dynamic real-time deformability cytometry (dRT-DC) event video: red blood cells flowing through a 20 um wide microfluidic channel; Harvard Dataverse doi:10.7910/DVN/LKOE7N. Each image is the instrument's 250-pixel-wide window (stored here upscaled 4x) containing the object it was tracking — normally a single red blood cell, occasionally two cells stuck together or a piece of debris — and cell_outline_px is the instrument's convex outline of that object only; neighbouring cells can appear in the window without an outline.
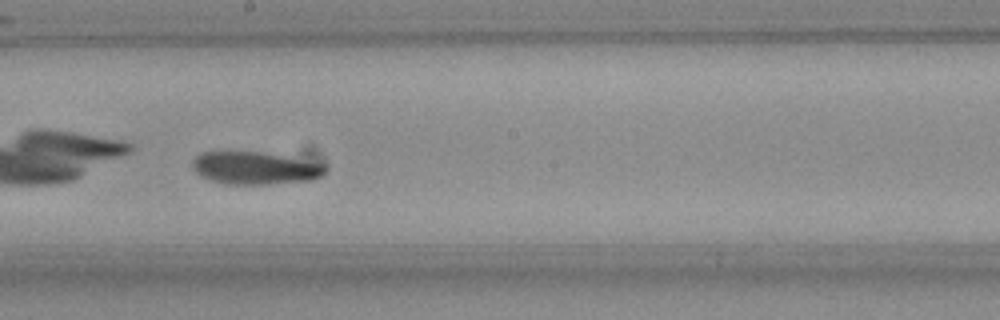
{"species": "Egyptian fruit bat (a non-hibernating species)", "species_latin": "Rousettus aegyptiacus", "temperature_condition": "room temperature", "stored_images_in_passage": 44, "camera_frame_rate_fps": 3000, "um_per_image_px": 0.085, "frame": {"image": 1, "passage_image": 19, "time_ms": 6.0, "image_size_px": [1000, 320], "cell_outline_px": [[328, 172], [312, 180], [268, 184], [224, 184], [200, 176], [192, 168], [192, 160], [200, 152], [260, 152], [328, 164]], "centroid_in_image_um": [21.7, 14.29], "position_along_channel_um": 226.5, "area_um2": 25.32}}
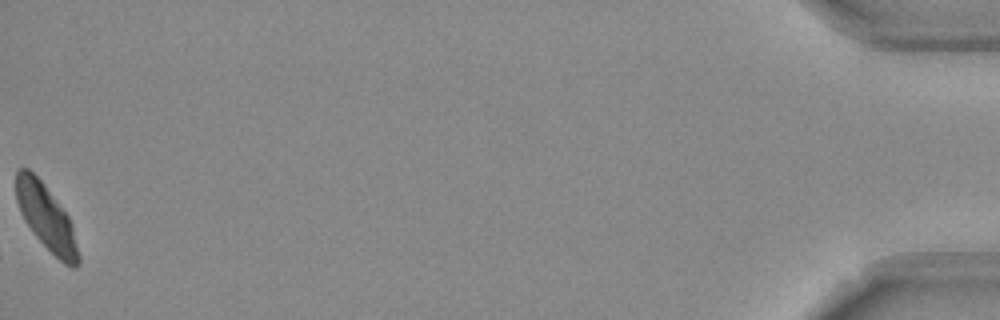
{"frame": {"image": 2, "passage_image": 44, "time_ms": 14.333, "image_size_px": [1000, 320], "cell_outline_px": [[80, 264], [76, 268], [72, 268], [64, 264], [36, 236], [24, 220], [20, 212], [16, 200], [16, 172], [20, 168], [28, 168], [40, 180], [68, 216], [72, 224], [80, 256]], "centroid_in_image_um": [3.94, 18.52], "position_along_channel_um": 431.3, "area_um2": 23.35}, "authors_computed_cell_mechanics": {"area_um2": 25.3453, "velocity_mm_per_s": 3.7147, "shape_relaxation_time_tau1_ms": 11.2377, "shape_relaxation_time_tau2_ms": 5.6481, "deformation_change_tau1": 0.2391, "deformation_change_tau2": 0.1131}}